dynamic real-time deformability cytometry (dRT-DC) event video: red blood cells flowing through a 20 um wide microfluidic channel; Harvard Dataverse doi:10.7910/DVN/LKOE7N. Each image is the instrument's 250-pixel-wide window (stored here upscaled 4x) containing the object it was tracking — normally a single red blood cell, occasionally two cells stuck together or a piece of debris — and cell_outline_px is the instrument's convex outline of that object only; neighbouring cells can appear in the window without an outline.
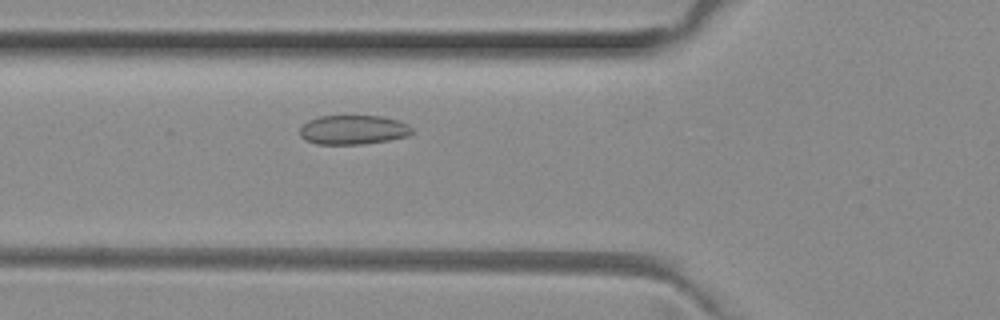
{"species": "common noctule bat (a hibernating species)", "species_latin": "Nyctalus noctula", "temperature_condition": "room temperature", "stored_images_in_passage": 48, "camera_frame_rate_fps": 3000, "um_per_image_px": 0.085, "animal": {"sex": "female", "body_mass_g": 29.2, "forearm_length_mm": 56.3}, "frame": {"image": 1, "passage_image": 15, "time_ms": 4.667, "image_size_px": [1000, 320], "cell_outline_px": [[412, 132], [408, 136], [388, 140], [364, 144], [316, 144], [304, 140], [300, 136], [300, 128], [308, 120], [320, 116], [380, 116], [400, 120], [408, 124], [412, 128]], "centroid_in_image_um": [30.02, 11.03], "position_along_channel_um": 95.8, "area_um2": 19.25}}
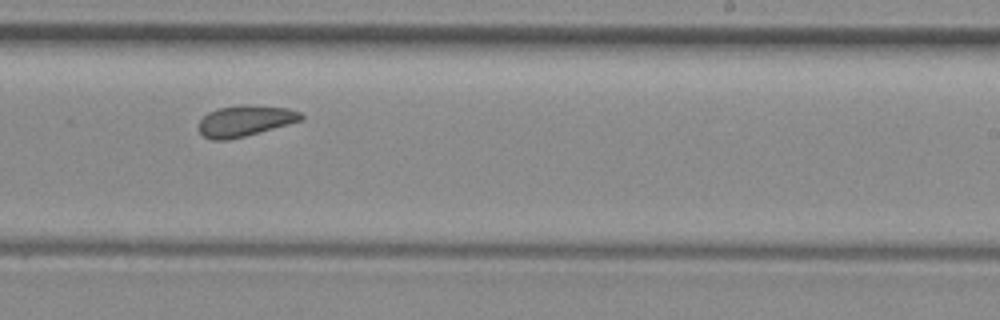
{"frame": {"image": 2, "passage_image": 28, "time_ms": 9.0, "image_size_px": [1000, 320], "cell_outline_px": [[304, 120], [244, 136], [228, 140], [212, 140], [204, 136], [200, 132], [200, 120], [208, 112], [216, 108], [240, 104], [252, 104], [288, 108], [300, 112], [304, 116]], "centroid_in_image_um": [20.85, 10.25], "position_along_channel_um": 268.1, "area_um2": 18.61}}
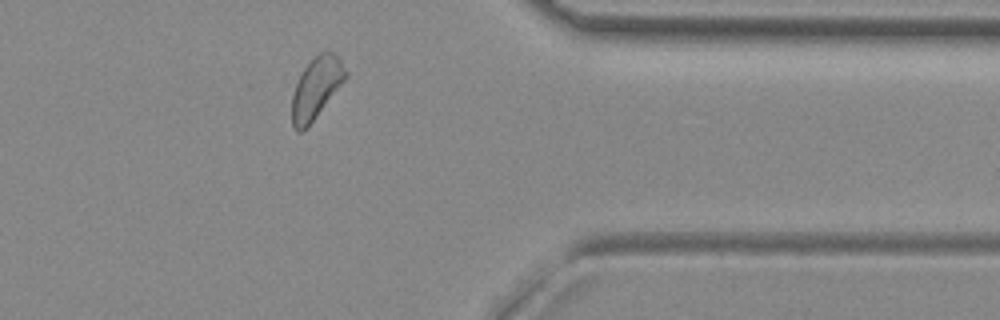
{"frame": {"image": 3, "passage_image": 38, "time_ms": 12.333, "image_size_px": [1000, 320], "cell_outline_px": [[348, 76], [312, 120], [300, 132], [296, 132], [292, 124], [292, 96], [296, 84], [304, 68], [320, 52], [328, 48], [340, 60], [348, 72]], "centroid_in_image_um": [26.88, 7.43], "position_along_channel_um": 384.5, "area_um2": 18.61}}